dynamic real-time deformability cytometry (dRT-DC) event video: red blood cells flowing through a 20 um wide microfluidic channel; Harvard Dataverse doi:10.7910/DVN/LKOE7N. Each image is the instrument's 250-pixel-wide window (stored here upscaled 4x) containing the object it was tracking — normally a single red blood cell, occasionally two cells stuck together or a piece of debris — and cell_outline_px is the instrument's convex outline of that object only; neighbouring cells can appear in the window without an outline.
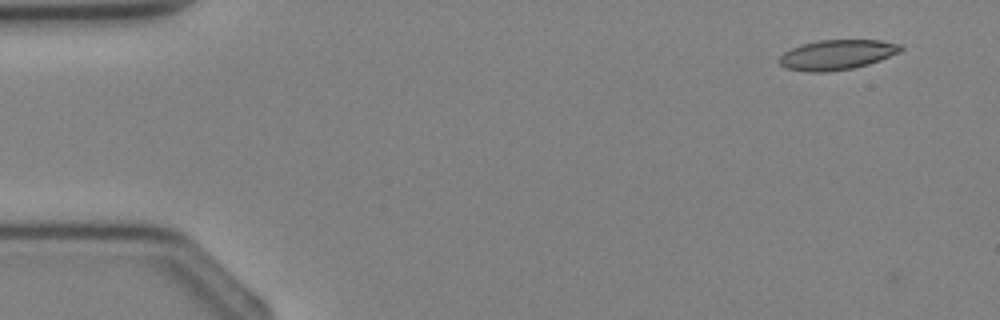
{"species": "Egyptian fruit bat (a non-hibernating species)", "species_latin": "Rousettus aegyptiacus", "temperature_condition": "cold", "stored_images_in_passage": 3, "segment_of_instrument_passage": [1, 2], "camera_frame_rate_fps": 3000, "um_per_image_px": 0.085, "animal": {"sex": "female"}, "frame": {"image": 1, "passage_image": 1, "time_ms": 0.0, "image_size_px": [1000, 320], "cell_outline_px": [[904, 48], [900, 52], [880, 60], [868, 64], [852, 68], [828, 72], [808, 72], [784, 68], [780, 64], [780, 56], [784, 52], [792, 48], [804, 44], [820, 40], [880, 40], [900, 44]], "centroid_in_image_um": [71.15, 4.66], "position_along_channel_um": 13.8, "area_um2": 21.1}}